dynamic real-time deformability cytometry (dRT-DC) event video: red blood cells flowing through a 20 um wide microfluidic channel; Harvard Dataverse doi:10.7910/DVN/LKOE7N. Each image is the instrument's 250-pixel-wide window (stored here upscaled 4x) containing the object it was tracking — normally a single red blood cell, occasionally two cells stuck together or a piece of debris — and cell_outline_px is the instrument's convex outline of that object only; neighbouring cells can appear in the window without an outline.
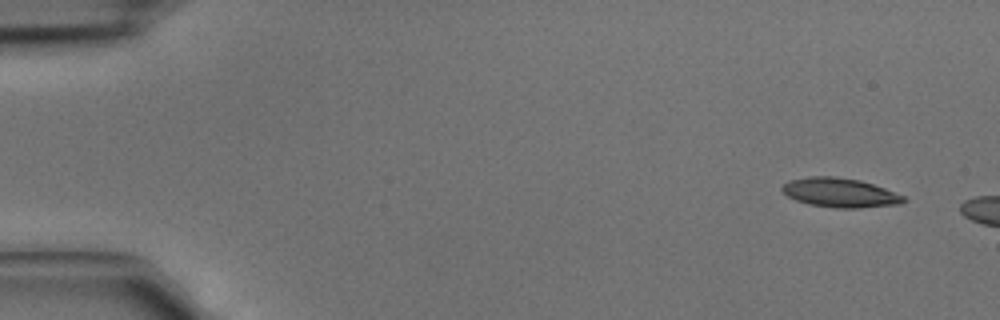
{"species": "common noctule bat (a hibernating species)", "species_latin": "Nyctalus noctula", "temperature_condition": "cold", "stored_images_in_passage": 3, "camera_frame_rate_fps": 3000, "um_per_image_px": 0.085, "animal": {"sex": "male", "body_mass_g": 15.6}, "frame": {"image": 1, "passage_image": 1, "time_ms": 0.0, "image_size_px": [1000, 320], "cell_outline_px": [[908, 200], [900, 204], [856, 208], [836, 208], [808, 204], [796, 200], [788, 196], [780, 188], [788, 180], [812, 176], [832, 176], [860, 180], [884, 188], [904, 196]], "centroid_in_image_um": [71.39, 16.38], "position_along_channel_um": 13.6, "area_um2": 20.63}}